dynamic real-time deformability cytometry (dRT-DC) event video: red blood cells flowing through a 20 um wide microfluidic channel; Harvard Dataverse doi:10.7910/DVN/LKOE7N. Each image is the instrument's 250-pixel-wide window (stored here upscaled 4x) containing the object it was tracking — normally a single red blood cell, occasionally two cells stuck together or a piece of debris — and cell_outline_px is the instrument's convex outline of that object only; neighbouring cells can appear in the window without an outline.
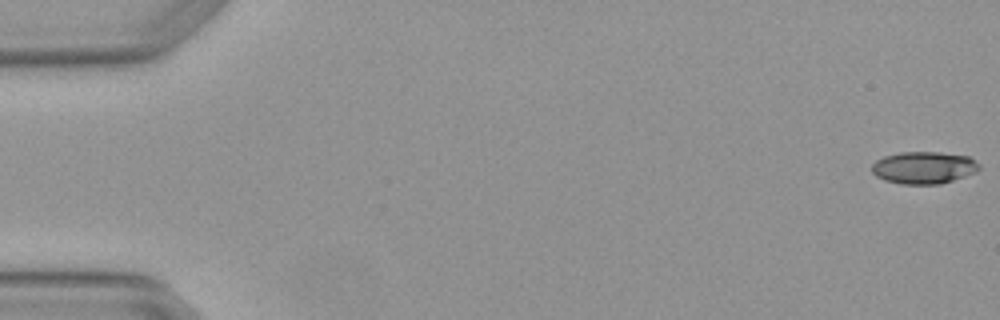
{"species": "Egyptian fruit bat (a non-hibernating species)", "species_latin": "Rousettus aegyptiacus", "temperature_condition": "warm", "stored_images_in_passage": 4, "camera_frame_rate_fps": 3000, "um_per_image_px": 0.085, "animal": {"sex": "female"}, "frame": {"image": 1, "passage_image": 1, "time_ms": 0.0, "image_size_px": [1000, 320], "cell_outline_px": [[980, 168], [976, 172], [940, 184], [900, 184], [884, 180], [876, 176], [872, 172], [872, 164], [876, 160], [884, 156], [900, 152], [940, 152], [968, 156], [980, 164]], "centroid_in_image_um": [78.51, 14.24], "position_along_channel_um": 6.5, "area_um2": 20.17}}